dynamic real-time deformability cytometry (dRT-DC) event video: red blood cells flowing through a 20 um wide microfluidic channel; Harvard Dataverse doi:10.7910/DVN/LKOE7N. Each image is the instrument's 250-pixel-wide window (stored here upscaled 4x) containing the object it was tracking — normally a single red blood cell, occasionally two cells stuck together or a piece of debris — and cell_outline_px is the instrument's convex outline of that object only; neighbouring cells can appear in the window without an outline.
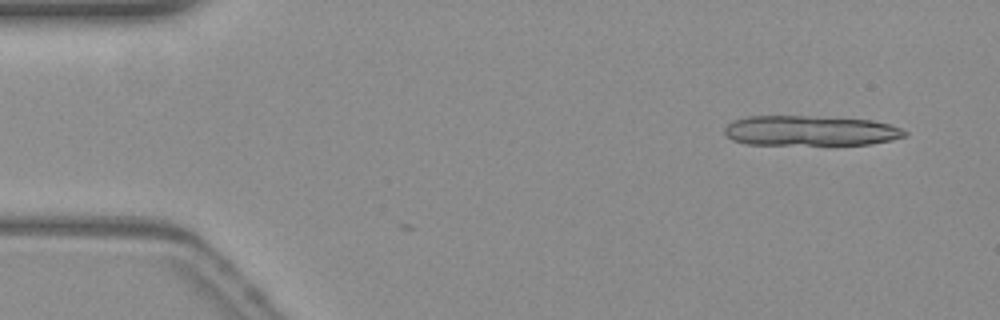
{"species": "common noctule bat (a hibernating species)", "species_latin": "Nyctalus noctula", "temperature_condition": "warm", "stored_images_in_passage": 4, "camera_frame_rate_fps": 3000, "um_per_image_px": 0.085, "animal": {"sex": "female", "body_mass_g": 19.3, "forearm_length_mm": 54.1}, "frame": {"image": 1, "passage_image": 4, "time_ms": 1.0, "image_size_px": [1000, 320], "cell_outline_px": [[908, 132], [904, 136], [892, 140], [868, 144], [748, 144], [732, 140], [724, 132], [724, 128], [728, 124], [736, 120], [748, 116], [804, 116], [872, 120], [888, 124], [900, 128]], "centroid_in_image_um": [68.86, 11.11], "position_along_channel_um": 16.1, "area_um2": 31.21}}